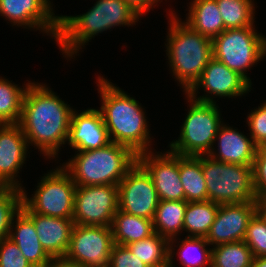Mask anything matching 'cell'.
Returning <instances> with one entry per match:
<instances>
[{
    "label": "cell",
    "instance_id": "cell-1",
    "mask_svg": "<svg viewBox=\"0 0 266 267\" xmlns=\"http://www.w3.org/2000/svg\"><path fill=\"white\" fill-rule=\"evenodd\" d=\"M47 85L29 82L24 94L19 125L28 145H35L52 159L68 140L71 115L69 107Z\"/></svg>",
    "mask_w": 266,
    "mask_h": 267
},
{
    "label": "cell",
    "instance_id": "cell-2",
    "mask_svg": "<svg viewBox=\"0 0 266 267\" xmlns=\"http://www.w3.org/2000/svg\"><path fill=\"white\" fill-rule=\"evenodd\" d=\"M100 112L110 141L131 148L137 155L150 151V134L144 109L130 95L103 77H98Z\"/></svg>",
    "mask_w": 266,
    "mask_h": 267
},
{
    "label": "cell",
    "instance_id": "cell-3",
    "mask_svg": "<svg viewBox=\"0 0 266 267\" xmlns=\"http://www.w3.org/2000/svg\"><path fill=\"white\" fill-rule=\"evenodd\" d=\"M140 16L124 0H98L88 12L77 16H59L56 42L65 57L77 55L97 34L115 26L136 24Z\"/></svg>",
    "mask_w": 266,
    "mask_h": 267
},
{
    "label": "cell",
    "instance_id": "cell-4",
    "mask_svg": "<svg viewBox=\"0 0 266 267\" xmlns=\"http://www.w3.org/2000/svg\"><path fill=\"white\" fill-rule=\"evenodd\" d=\"M77 152L62 165L76 186L118 185L137 163L131 148L112 141L99 149Z\"/></svg>",
    "mask_w": 266,
    "mask_h": 267
},
{
    "label": "cell",
    "instance_id": "cell-5",
    "mask_svg": "<svg viewBox=\"0 0 266 267\" xmlns=\"http://www.w3.org/2000/svg\"><path fill=\"white\" fill-rule=\"evenodd\" d=\"M169 15L171 20L166 55L174 78L179 81L186 94L213 58L212 39L193 30L174 13Z\"/></svg>",
    "mask_w": 266,
    "mask_h": 267
},
{
    "label": "cell",
    "instance_id": "cell-6",
    "mask_svg": "<svg viewBox=\"0 0 266 267\" xmlns=\"http://www.w3.org/2000/svg\"><path fill=\"white\" fill-rule=\"evenodd\" d=\"M190 109L182 125L180 137L170 143V151L181 156L208 155L222 124L219 107L208 94L189 97Z\"/></svg>",
    "mask_w": 266,
    "mask_h": 267
},
{
    "label": "cell",
    "instance_id": "cell-7",
    "mask_svg": "<svg viewBox=\"0 0 266 267\" xmlns=\"http://www.w3.org/2000/svg\"><path fill=\"white\" fill-rule=\"evenodd\" d=\"M201 166L209 201L222 205L257 200L253 166L225 163L209 155H201Z\"/></svg>",
    "mask_w": 266,
    "mask_h": 267
},
{
    "label": "cell",
    "instance_id": "cell-8",
    "mask_svg": "<svg viewBox=\"0 0 266 267\" xmlns=\"http://www.w3.org/2000/svg\"><path fill=\"white\" fill-rule=\"evenodd\" d=\"M213 58L241 75L250 85L247 69L266 57V37L254 26L227 29L212 39Z\"/></svg>",
    "mask_w": 266,
    "mask_h": 267
},
{
    "label": "cell",
    "instance_id": "cell-9",
    "mask_svg": "<svg viewBox=\"0 0 266 267\" xmlns=\"http://www.w3.org/2000/svg\"><path fill=\"white\" fill-rule=\"evenodd\" d=\"M76 184L71 175L63 168H56L41 178L37 190L29 199L24 188L22 191L23 212H34L57 218H73ZM25 191V192H24Z\"/></svg>",
    "mask_w": 266,
    "mask_h": 267
},
{
    "label": "cell",
    "instance_id": "cell-10",
    "mask_svg": "<svg viewBox=\"0 0 266 267\" xmlns=\"http://www.w3.org/2000/svg\"><path fill=\"white\" fill-rule=\"evenodd\" d=\"M118 210V185L76 186L74 224L111 226Z\"/></svg>",
    "mask_w": 266,
    "mask_h": 267
},
{
    "label": "cell",
    "instance_id": "cell-11",
    "mask_svg": "<svg viewBox=\"0 0 266 267\" xmlns=\"http://www.w3.org/2000/svg\"><path fill=\"white\" fill-rule=\"evenodd\" d=\"M113 245L111 226L74 224L64 258L84 267H108Z\"/></svg>",
    "mask_w": 266,
    "mask_h": 267
},
{
    "label": "cell",
    "instance_id": "cell-12",
    "mask_svg": "<svg viewBox=\"0 0 266 267\" xmlns=\"http://www.w3.org/2000/svg\"><path fill=\"white\" fill-rule=\"evenodd\" d=\"M119 210L153 220L159 204L151 176L137 162L118 184Z\"/></svg>",
    "mask_w": 266,
    "mask_h": 267
},
{
    "label": "cell",
    "instance_id": "cell-13",
    "mask_svg": "<svg viewBox=\"0 0 266 267\" xmlns=\"http://www.w3.org/2000/svg\"><path fill=\"white\" fill-rule=\"evenodd\" d=\"M152 151L137 155V162L151 176L160 200H185L179 175V154L172 151L157 155Z\"/></svg>",
    "mask_w": 266,
    "mask_h": 267
},
{
    "label": "cell",
    "instance_id": "cell-14",
    "mask_svg": "<svg viewBox=\"0 0 266 267\" xmlns=\"http://www.w3.org/2000/svg\"><path fill=\"white\" fill-rule=\"evenodd\" d=\"M50 0H0V16L11 24L37 28L57 38L59 16L52 12Z\"/></svg>",
    "mask_w": 266,
    "mask_h": 267
},
{
    "label": "cell",
    "instance_id": "cell-15",
    "mask_svg": "<svg viewBox=\"0 0 266 267\" xmlns=\"http://www.w3.org/2000/svg\"><path fill=\"white\" fill-rule=\"evenodd\" d=\"M255 213V201L219 205L215 220L205 239L214 247L244 240L249 221Z\"/></svg>",
    "mask_w": 266,
    "mask_h": 267
},
{
    "label": "cell",
    "instance_id": "cell-16",
    "mask_svg": "<svg viewBox=\"0 0 266 267\" xmlns=\"http://www.w3.org/2000/svg\"><path fill=\"white\" fill-rule=\"evenodd\" d=\"M28 146L19 124H0V187L22 189L16 176L26 160Z\"/></svg>",
    "mask_w": 266,
    "mask_h": 267
},
{
    "label": "cell",
    "instance_id": "cell-17",
    "mask_svg": "<svg viewBox=\"0 0 266 267\" xmlns=\"http://www.w3.org/2000/svg\"><path fill=\"white\" fill-rule=\"evenodd\" d=\"M217 97H238L251 91V85L237 72L228 68L224 63L212 58L199 80L187 92L189 97H196L198 88ZM197 92V93H196Z\"/></svg>",
    "mask_w": 266,
    "mask_h": 267
},
{
    "label": "cell",
    "instance_id": "cell-18",
    "mask_svg": "<svg viewBox=\"0 0 266 267\" xmlns=\"http://www.w3.org/2000/svg\"><path fill=\"white\" fill-rule=\"evenodd\" d=\"M67 141L77 151L99 149L109 144L111 141L100 110L87 109L80 114L73 110Z\"/></svg>",
    "mask_w": 266,
    "mask_h": 267
},
{
    "label": "cell",
    "instance_id": "cell-19",
    "mask_svg": "<svg viewBox=\"0 0 266 267\" xmlns=\"http://www.w3.org/2000/svg\"><path fill=\"white\" fill-rule=\"evenodd\" d=\"M24 213L33 221L46 253L52 259L63 258L69 248L73 219L44 216L34 212Z\"/></svg>",
    "mask_w": 266,
    "mask_h": 267
},
{
    "label": "cell",
    "instance_id": "cell-20",
    "mask_svg": "<svg viewBox=\"0 0 266 267\" xmlns=\"http://www.w3.org/2000/svg\"><path fill=\"white\" fill-rule=\"evenodd\" d=\"M224 124L220 125L215 137V141H218V152L213 148L208 155L225 163L253 166L258 147L252 137L247 138L237 129Z\"/></svg>",
    "mask_w": 266,
    "mask_h": 267
},
{
    "label": "cell",
    "instance_id": "cell-21",
    "mask_svg": "<svg viewBox=\"0 0 266 267\" xmlns=\"http://www.w3.org/2000/svg\"><path fill=\"white\" fill-rule=\"evenodd\" d=\"M9 238L33 267H44L52 260L39 241L33 221L21 209L13 216Z\"/></svg>",
    "mask_w": 266,
    "mask_h": 267
},
{
    "label": "cell",
    "instance_id": "cell-22",
    "mask_svg": "<svg viewBox=\"0 0 266 267\" xmlns=\"http://www.w3.org/2000/svg\"><path fill=\"white\" fill-rule=\"evenodd\" d=\"M186 24L200 34L213 39L225 30L216 0H193Z\"/></svg>",
    "mask_w": 266,
    "mask_h": 267
},
{
    "label": "cell",
    "instance_id": "cell-23",
    "mask_svg": "<svg viewBox=\"0 0 266 267\" xmlns=\"http://www.w3.org/2000/svg\"><path fill=\"white\" fill-rule=\"evenodd\" d=\"M111 229L113 242L124 246L144 240L155 233L151 219L134 216L121 210L115 213Z\"/></svg>",
    "mask_w": 266,
    "mask_h": 267
},
{
    "label": "cell",
    "instance_id": "cell-24",
    "mask_svg": "<svg viewBox=\"0 0 266 267\" xmlns=\"http://www.w3.org/2000/svg\"><path fill=\"white\" fill-rule=\"evenodd\" d=\"M179 175L186 202L208 200L206 181L201 166V155H179Z\"/></svg>",
    "mask_w": 266,
    "mask_h": 267
},
{
    "label": "cell",
    "instance_id": "cell-25",
    "mask_svg": "<svg viewBox=\"0 0 266 267\" xmlns=\"http://www.w3.org/2000/svg\"><path fill=\"white\" fill-rule=\"evenodd\" d=\"M186 206L185 200H160L152 220L154 231L168 240L176 239L183 231Z\"/></svg>",
    "mask_w": 266,
    "mask_h": 267
},
{
    "label": "cell",
    "instance_id": "cell-26",
    "mask_svg": "<svg viewBox=\"0 0 266 267\" xmlns=\"http://www.w3.org/2000/svg\"><path fill=\"white\" fill-rule=\"evenodd\" d=\"M218 209L219 204L209 200L187 202L183 230L190 233L188 237H206Z\"/></svg>",
    "mask_w": 266,
    "mask_h": 267
},
{
    "label": "cell",
    "instance_id": "cell-27",
    "mask_svg": "<svg viewBox=\"0 0 266 267\" xmlns=\"http://www.w3.org/2000/svg\"><path fill=\"white\" fill-rule=\"evenodd\" d=\"M126 246L149 267L169 265V240L156 232L144 240Z\"/></svg>",
    "mask_w": 266,
    "mask_h": 267
},
{
    "label": "cell",
    "instance_id": "cell-28",
    "mask_svg": "<svg viewBox=\"0 0 266 267\" xmlns=\"http://www.w3.org/2000/svg\"><path fill=\"white\" fill-rule=\"evenodd\" d=\"M25 88L0 78V124H19L22 115V104Z\"/></svg>",
    "mask_w": 266,
    "mask_h": 267
},
{
    "label": "cell",
    "instance_id": "cell-29",
    "mask_svg": "<svg viewBox=\"0 0 266 267\" xmlns=\"http://www.w3.org/2000/svg\"><path fill=\"white\" fill-rule=\"evenodd\" d=\"M254 256L242 241L220 244L212 248L211 267H252Z\"/></svg>",
    "mask_w": 266,
    "mask_h": 267
},
{
    "label": "cell",
    "instance_id": "cell-30",
    "mask_svg": "<svg viewBox=\"0 0 266 267\" xmlns=\"http://www.w3.org/2000/svg\"><path fill=\"white\" fill-rule=\"evenodd\" d=\"M224 28L234 29L254 26V3L252 0H216Z\"/></svg>",
    "mask_w": 266,
    "mask_h": 267
},
{
    "label": "cell",
    "instance_id": "cell-31",
    "mask_svg": "<svg viewBox=\"0 0 266 267\" xmlns=\"http://www.w3.org/2000/svg\"><path fill=\"white\" fill-rule=\"evenodd\" d=\"M180 263L184 267H211L212 249L205 237H185L179 244ZM195 254H194V253ZM197 252V253H196Z\"/></svg>",
    "mask_w": 266,
    "mask_h": 267
},
{
    "label": "cell",
    "instance_id": "cell-32",
    "mask_svg": "<svg viewBox=\"0 0 266 267\" xmlns=\"http://www.w3.org/2000/svg\"><path fill=\"white\" fill-rule=\"evenodd\" d=\"M22 191L17 187H0V241L9 237L13 216L20 210Z\"/></svg>",
    "mask_w": 266,
    "mask_h": 267
},
{
    "label": "cell",
    "instance_id": "cell-33",
    "mask_svg": "<svg viewBox=\"0 0 266 267\" xmlns=\"http://www.w3.org/2000/svg\"><path fill=\"white\" fill-rule=\"evenodd\" d=\"M255 257L266 256V222L256 212L250 219L243 240Z\"/></svg>",
    "mask_w": 266,
    "mask_h": 267
},
{
    "label": "cell",
    "instance_id": "cell-34",
    "mask_svg": "<svg viewBox=\"0 0 266 267\" xmlns=\"http://www.w3.org/2000/svg\"><path fill=\"white\" fill-rule=\"evenodd\" d=\"M0 267H33L22 255L17 244L6 237L0 241Z\"/></svg>",
    "mask_w": 266,
    "mask_h": 267
},
{
    "label": "cell",
    "instance_id": "cell-35",
    "mask_svg": "<svg viewBox=\"0 0 266 267\" xmlns=\"http://www.w3.org/2000/svg\"><path fill=\"white\" fill-rule=\"evenodd\" d=\"M247 117L250 136L254 144L259 147L266 142V101L254 111L252 110Z\"/></svg>",
    "mask_w": 266,
    "mask_h": 267
},
{
    "label": "cell",
    "instance_id": "cell-36",
    "mask_svg": "<svg viewBox=\"0 0 266 267\" xmlns=\"http://www.w3.org/2000/svg\"><path fill=\"white\" fill-rule=\"evenodd\" d=\"M108 267H149L127 246L115 244L111 249Z\"/></svg>",
    "mask_w": 266,
    "mask_h": 267
},
{
    "label": "cell",
    "instance_id": "cell-37",
    "mask_svg": "<svg viewBox=\"0 0 266 267\" xmlns=\"http://www.w3.org/2000/svg\"><path fill=\"white\" fill-rule=\"evenodd\" d=\"M253 176L255 192L260 198L266 193V156L259 149L255 155Z\"/></svg>",
    "mask_w": 266,
    "mask_h": 267
},
{
    "label": "cell",
    "instance_id": "cell-38",
    "mask_svg": "<svg viewBox=\"0 0 266 267\" xmlns=\"http://www.w3.org/2000/svg\"><path fill=\"white\" fill-rule=\"evenodd\" d=\"M160 0H125L126 3H128L141 17L143 14L151 8H153V5L158 3Z\"/></svg>",
    "mask_w": 266,
    "mask_h": 267
},
{
    "label": "cell",
    "instance_id": "cell-39",
    "mask_svg": "<svg viewBox=\"0 0 266 267\" xmlns=\"http://www.w3.org/2000/svg\"><path fill=\"white\" fill-rule=\"evenodd\" d=\"M44 267H84L67 259L56 258L49 261Z\"/></svg>",
    "mask_w": 266,
    "mask_h": 267
},
{
    "label": "cell",
    "instance_id": "cell-40",
    "mask_svg": "<svg viewBox=\"0 0 266 267\" xmlns=\"http://www.w3.org/2000/svg\"><path fill=\"white\" fill-rule=\"evenodd\" d=\"M255 204H256V212L266 222V200L263 197L257 198Z\"/></svg>",
    "mask_w": 266,
    "mask_h": 267
},
{
    "label": "cell",
    "instance_id": "cell-41",
    "mask_svg": "<svg viewBox=\"0 0 266 267\" xmlns=\"http://www.w3.org/2000/svg\"><path fill=\"white\" fill-rule=\"evenodd\" d=\"M252 267H266V256L255 257L252 262Z\"/></svg>",
    "mask_w": 266,
    "mask_h": 267
},
{
    "label": "cell",
    "instance_id": "cell-42",
    "mask_svg": "<svg viewBox=\"0 0 266 267\" xmlns=\"http://www.w3.org/2000/svg\"><path fill=\"white\" fill-rule=\"evenodd\" d=\"M174 242H176L174 238L171 239V240H169V265L168 266H165V267H174L172 265V263H173V259L172 258L174 257L173 255H175L173 253V251H174L173 243Z\"/></svg>",
    "mask_w": 266,
    "mask_h": 267
},
{
    "label": "cell",
    "instance_id": "cell-43",
    "mask_svg": "<svg viewBox=\"0 0 266 267\" xmlns=\"http://www.w3.org/2000/svg\"><path fill=\"white\" fill-rule=\"evenodd\" d=\"M258 149L266 156V142L259 146Z\"/></svg>",
    "mask_w": 266,
    "mask_h": 267
},
{
    "label": "cell",
    "instance_id": "cell-44",
    "mask_svg": "<svg viewBox=\"0 0 266 267\" xmlns=\"http://www.w3.org/2000/svg\"><path fill=\"white\" fill-rule=\"evenodd\" d=\"M262 197L266 200V193Z\"/></svg>",
    "mask_w": 266,
    "mask_h": 267
}]
</instances>
